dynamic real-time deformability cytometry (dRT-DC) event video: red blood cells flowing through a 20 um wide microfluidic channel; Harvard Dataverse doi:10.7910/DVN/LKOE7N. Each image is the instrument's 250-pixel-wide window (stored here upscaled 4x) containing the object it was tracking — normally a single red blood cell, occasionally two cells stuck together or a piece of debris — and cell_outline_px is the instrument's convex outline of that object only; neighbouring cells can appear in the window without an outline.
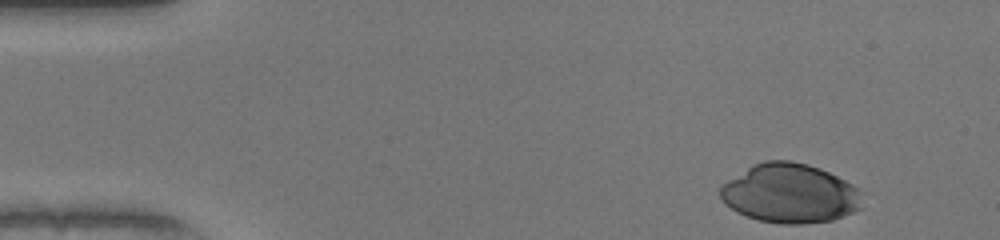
{"species": "human", "species_latin": "Homo sapiens", "temperature_condition": "warm", "stored_images_in_passage": 39, "camera_frame_rate_fps": 3000, "um_per_image_px": 0.085, "donor": {"sex": "female"}, "frame": {"image": 1, "passage_image": 1, "time_ms": 0.0, "image_size_px": [1000, 240], "cell_outline_px": [[864, 208], [832, 220], [804, 224], [780, 224], [760, 220], [736, 212], [720, 196], [720, 188], [728, 180], [752, 164], [764, 160], [792, 160], [808, 164], [820, 168], [852, 184], [864, 192]], "centroid_in_image_um": [67.22, 16.43], "position_along_channel_um": 17.8, "area_um2": 49.36}}
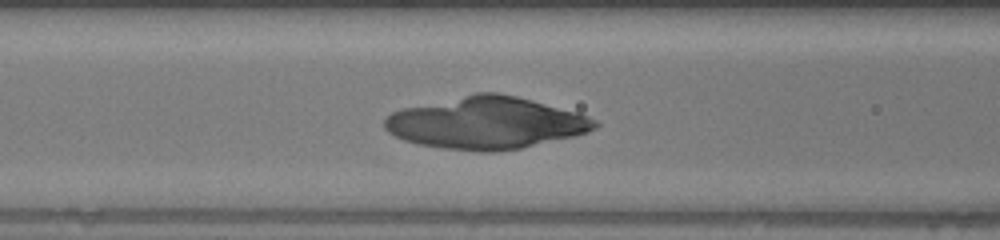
{"frame": {"image": 2, "passage_image": 17, "time_ms": 5.333, "image_size_px": [1000, 240], "cell_outline_px": [[600, 124], [596, 128], [588, 132], [572, 136], [520, 148], [496, 152], [484, 152], [444, 148], [420, 144], [404, 140], [388, 132], [384, 128], [384, 120], [392, 112], [404, 108], [476, 92], [496, 92], [516, 96], [532, 100], [576, 112], [588, 116], [596, 120]], "centroid_in_image_um": [41.32, 10.44], "position_along_channel_um": 125.3, "area_um2": 63.35}}
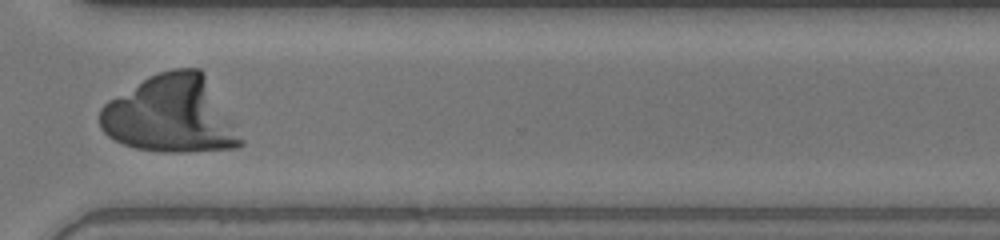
{"frame": {"image": 3, "passage_image": 34, "time_ms": 11.0, "image_size_px": [1000, 240], "cell_outline_px": [[244, 144], [236, 148], [184, 152], [164, 152], [136, 148], [124, 144], [108, 136], [100, 128], [100, 108], [108, 100], [148, 76], [172, 68], [200, 68], [204, 72], [244, 140]], "centroid_in_image_um": [14.52, 9.74], "position_along_channel_um": 356.1, "area_um2": 63.23}}